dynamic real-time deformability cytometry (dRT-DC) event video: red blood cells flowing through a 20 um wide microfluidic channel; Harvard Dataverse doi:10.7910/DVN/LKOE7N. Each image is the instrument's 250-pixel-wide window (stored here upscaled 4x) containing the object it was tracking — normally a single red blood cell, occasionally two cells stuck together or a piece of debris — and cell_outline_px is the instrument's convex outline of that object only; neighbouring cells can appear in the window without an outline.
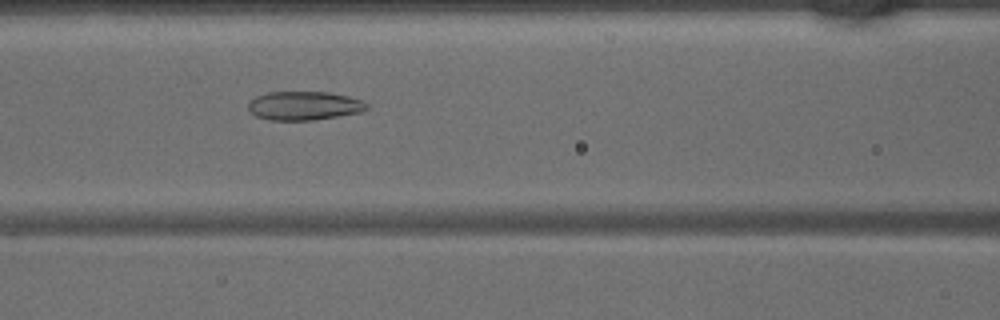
{"species": "common noctule bat (a hibernating species)", "species_latin": "Nyctalus noctula", "temperature_condition": "warm", "stored_images_in_passage": 45, "camera_frame_rate_fps": 3000, "um_per_image_px": 0.085, "animal": {"sex": "male", "body_mass_g": 15.6}, "frame": {"image": 1, "passage_image": 19, "time_ms": 6.0, "image_size_px": [1000, 320], "cell_outline_px": [[368, 108], [360, 112], [312, 120], [268, 120], [256, 116], [248, 108], [248, 104], [256, 96], [268, 92], [328, 92], [348, 96], [364, 100], [368, 104]], "centroid_in_image_um": [25.86, 8.98], "position_along_channel_um": 140.7, "area_um2": 19.77}}
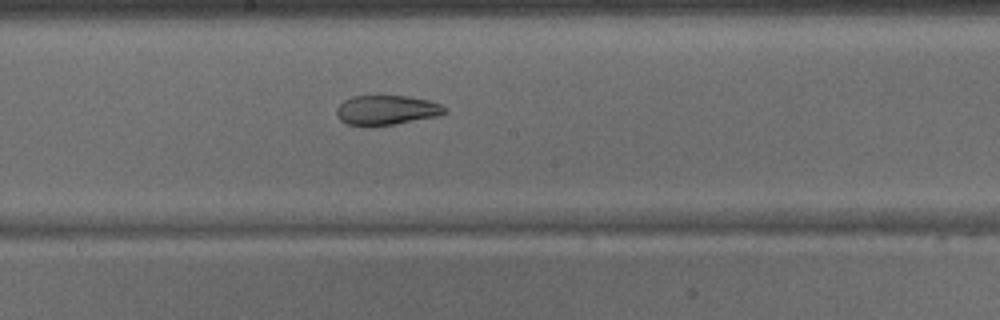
{"frame": {"image": 2, "passage_image": 24, "time_ms": 7.667, "image_size_px": [1000, 320], "cell_outline_px": [[448, 112], [436, 116], [392, 124], [348, 124], [340, 120], [336, 116], [336, 108], [344, 100], [352, 96], [408, 96], [428, 100], [440, 104], [448, 108]], "centroid_in_image_um": [32.87, 9.33], "position_along_channel_um": 215.3, "area_um2": 18.26}}
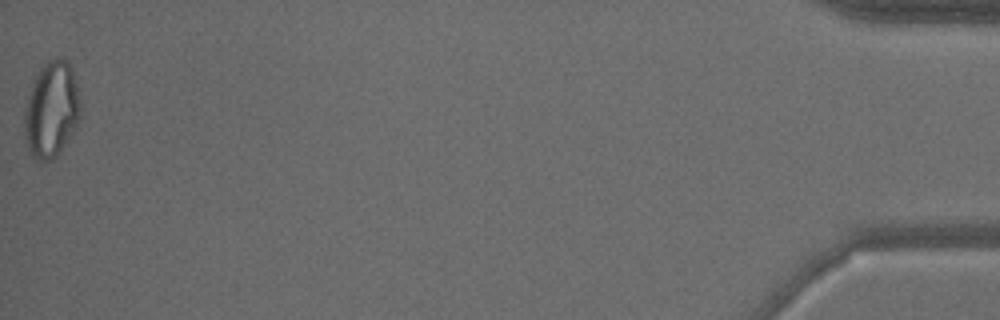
{"frame": {"image": 3, "passage_image": 45, "time_ms": 14.667, "image_size_px": [1000, 320], "cell_outline_px": [[80, 116], [72, 132], [56, 156], [48, 160], [36, 160], [32, 156], [28, 148], [24, 136], [24, 108], [36, 72], [48, 60], [56, 56], [64, 60], [72, 68], [80, 100]], "centroid_in_image_um": [4.34, 9.29], "position_along_channel_um": 430.9, "area_um2": 31.1}}